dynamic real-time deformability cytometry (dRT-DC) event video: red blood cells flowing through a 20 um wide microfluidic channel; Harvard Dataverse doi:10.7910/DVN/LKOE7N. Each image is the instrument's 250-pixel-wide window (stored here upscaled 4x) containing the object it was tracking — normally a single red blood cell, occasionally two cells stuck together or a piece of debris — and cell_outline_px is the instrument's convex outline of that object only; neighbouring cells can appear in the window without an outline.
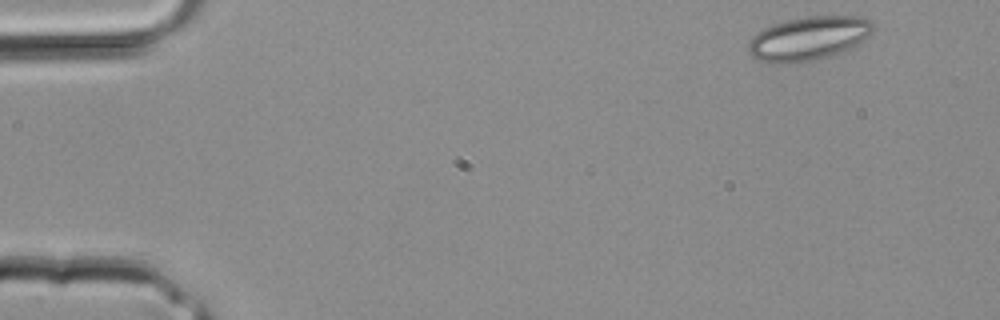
{"species": "common noctule bat (a hibernating species)", "species_latin": "Nyctalus noctula", "temperature_condition": "room temperature", "stored_images_in_passage": 3, "camera_frame_rate_fps": 3000, "um_per_image_px": 0.085, "animal": {"sex": "male", "body_mass_g": 20.4}, "frame": {"image": 1, "passage_image": 1, "time_ms": 0.0, "image_size_px": [1000, 320], "cell_outline_px": [[876, 28], [868, 36], [856, 44], [840, 52], [800, 64], [772, 64], [760, 60], [752, 56], [748, 52], [748, 40], [756, 32], [772, 24], [788, 20], [808, 16], [856, 16], [872, 20], [876, 24]], "centroid_in_image_um": [68.7, 3.27], "position_along_channel_um": 16.3, "area_um2": 32.14}}
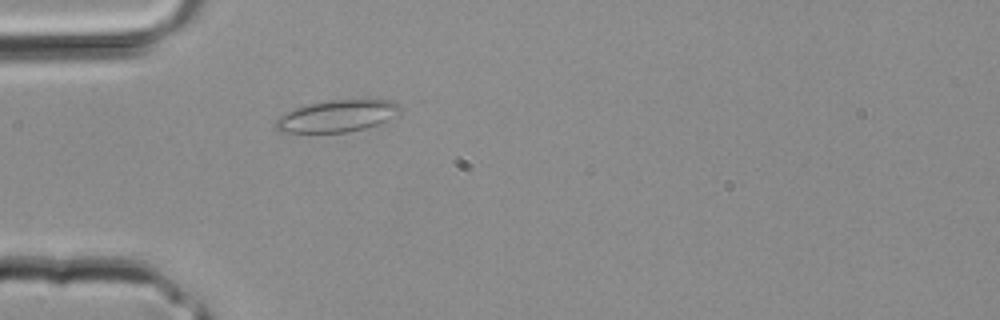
{"frame": {"image": 2, "passage_image": 3, "time_ms": 0.667, "image_size_px": [1000, 320], "cell_outline_px": [[400, 112], [396, 116], [376, 124], [364, 128], [348, 132], [280, 132], [276, 128], [276, 120], [284, 112], [308, 104], [328, 100], [364, 96], [376, 96], [392, 100], [400, 104]], "centroid_in_image_um": [28.76, 9.78], "position_along_channel_um": 56.2, "area_um2": 23.99}}